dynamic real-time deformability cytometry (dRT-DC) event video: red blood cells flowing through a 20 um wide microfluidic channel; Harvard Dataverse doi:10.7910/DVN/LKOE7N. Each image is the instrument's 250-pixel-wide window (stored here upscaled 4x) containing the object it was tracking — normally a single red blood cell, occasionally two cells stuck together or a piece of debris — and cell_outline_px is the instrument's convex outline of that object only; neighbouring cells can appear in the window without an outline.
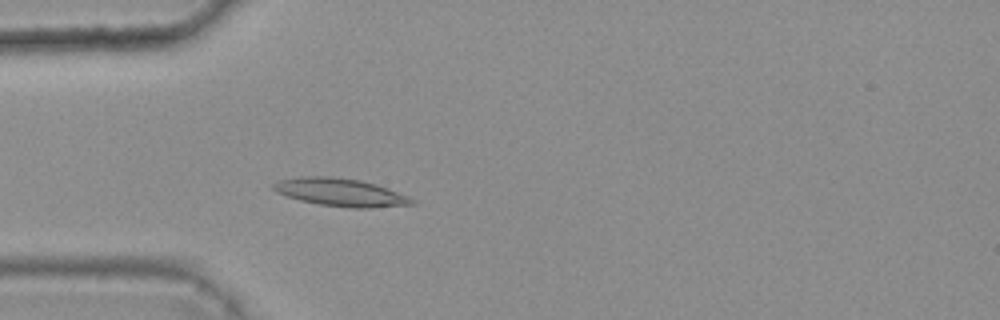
{"species": "common noctule bat (a hibernating species)", "species_latin": "Nyctalus noctula", "temperature_condition": "warm", "stored_images_in_passage": 3, "camera_frame_rate_fps": 3000, "um_per_image_px": 0.085, "animal": {"sex": "female", "body_mass_g": 25.1}, "frame": {"image": 1, "passage_image": 3, "time_ms": 0.667, "image_size_px": [1000, 320], "cell_outline_px": [[416, 204], [372, 208], [348, 208], [320, 204], [300, 200], [276, 192], [272, 188], [272, 184], [280, 180], [300, 176], [332, 176], [360, 180], [376, 184], [388, 188], [408, 196], [416, 200]], "centroid_in_image_um": [28.97, 16.35], "position_along_channel_um": 56.0, "area_um2": 22.6}}